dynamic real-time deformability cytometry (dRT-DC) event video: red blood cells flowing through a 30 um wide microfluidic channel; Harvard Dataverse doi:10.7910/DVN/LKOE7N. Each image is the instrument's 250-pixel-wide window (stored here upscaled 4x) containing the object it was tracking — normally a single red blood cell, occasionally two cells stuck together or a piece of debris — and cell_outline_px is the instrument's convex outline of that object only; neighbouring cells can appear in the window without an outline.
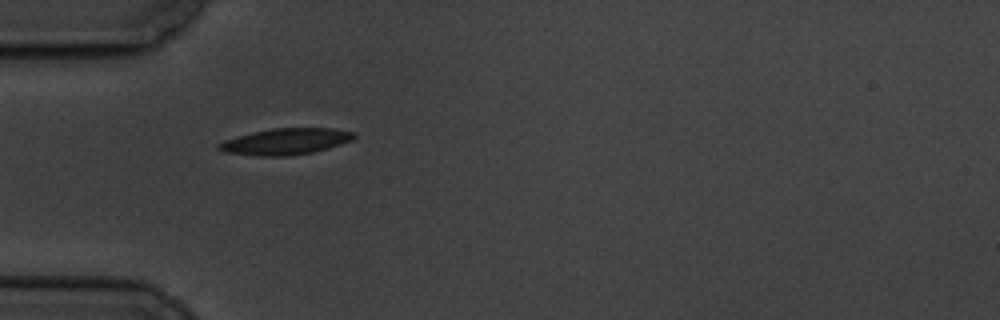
{"species": "common noctule bat (a hibernating species)", "species_latin": "Nyctalus noctula", "temperature_condition": "cold", "stored_images_in_passage": 3, "camera_frame_rate_fps": 3000, "um_per_image_px": 0.085, "animal": {"sex": "male", "body_mass_g": 19.5, "forearm_length_mm": 54.6}, "frame": {"image": 1, "passage_image": 1, "time_ms": 0.0, "image_size_px": [1000, 320], "cell_outline_px": [[356, 136], [352, 140], [328, 148], [312, 152], [288, 156], [256, 156], [224, 152], [216, 148], [216, 144], [224, 140], [236, 136], [252, 132], [272, 128], [332, 128], [356, 132]], "centroid_in_image_um": [24.25, 12.02], "position_along_channel_um": 60.8, "area_um2": 20.87}}
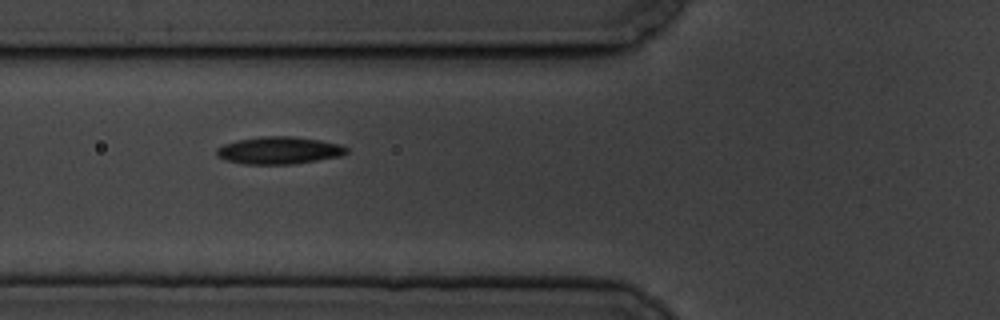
{"frame": {"image": 2, "passage_image": 2, "time_ms": 1.333, "image_size_px": [1000, 320], "cell_outline_px": [[348, 152], [340, 156], [292, 164], [244, 164], [228, 160], [220, 156], [216, 152], [216, 148], [224, 144], [236, 140], [260, 136], [292, 136], [320, 140], [340, 144], [348, 148]], "centroid_in_image_um": [23.73, 12.77], "position_along_channel_um": 102.1, "area_um2": 20.58}}
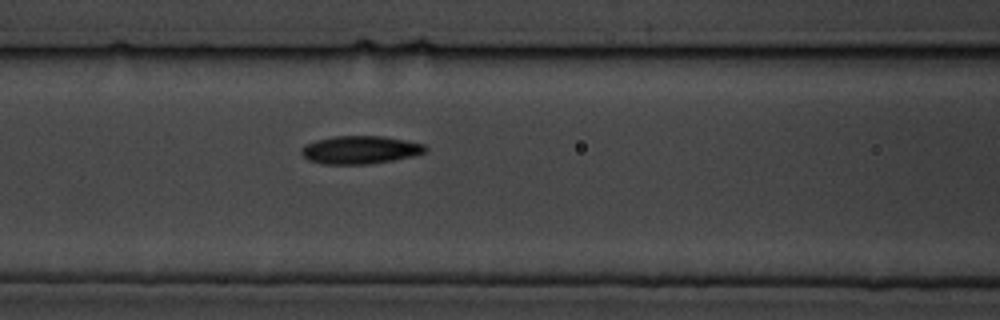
{"frame": {"image": 3, "passage_image": 3, "time_ms": 2.333, "image_size_px": [1000, 320], "cell_outline_px": [[428, 148], [424, 152], [412, 156], [392, 160], [368, 164], [324, 164], [308, 160], [300, 152], [308, 144], [316, 140], [332, 136], [384, 136], [424, 144]], "centroid_in_image_um": [30.62, 12.73], "position_along_channel_um": 136.0, "area_um2": 20.0}}